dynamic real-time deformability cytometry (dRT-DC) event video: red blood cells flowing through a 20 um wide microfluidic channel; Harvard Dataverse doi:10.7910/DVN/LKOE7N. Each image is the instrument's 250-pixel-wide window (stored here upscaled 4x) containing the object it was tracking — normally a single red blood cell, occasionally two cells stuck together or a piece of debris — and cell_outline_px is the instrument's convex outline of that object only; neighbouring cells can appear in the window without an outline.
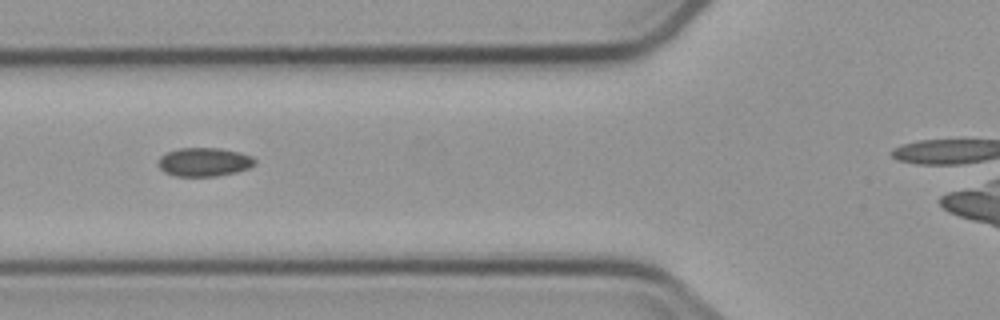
{"species": "common noctule bat (a hibernating species)", "species_latin": "Nyctalus noctula", "temperature_condition": "cold", "stored_images_in_passage": 12, "camera_frame_rate_fps": 3000, "um_per_image_px": 0.085, "animal": {"sex": "male", "body_mass_g": 23.1, "forearm_length_mm": 52.7}, "frame": {"image": 1, "passage_image": 6, "time_ms": 6.0, "image_size_px": [1000, 320], "cell_outline_px": [[256, 164], [248, 168], [236, 172], [216, 176], [176, 176], [164, 172], [160, 168], [160, 156], [168, 152], [180, 148], [220, 148], [240, 152], [252, 156], [256, 160]], "centroid_in_image_um": [17.39, 13.77], "position_along_channel_um": 108.4, "area_um2": 16.07}}
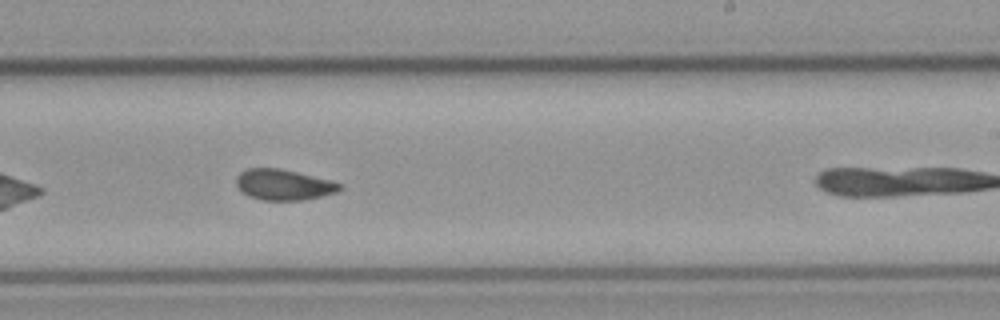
{"frame": {"image": 2, "passage_image": 10, "time_ms": 14.0, "image_size_px": [1000, 320], "cell_outline_px": [[340, 188], [336, 192], [304, 200], [264, 200], [248, 196], [236, 184], [236, 176], [240, 172], [248, 168], [280, 168], [328, 180], [340, 184]], "centroid_in_image_um": [24.05, 15.7], "position_along_channel_um": 265.0, "area_um2": 18.15}}